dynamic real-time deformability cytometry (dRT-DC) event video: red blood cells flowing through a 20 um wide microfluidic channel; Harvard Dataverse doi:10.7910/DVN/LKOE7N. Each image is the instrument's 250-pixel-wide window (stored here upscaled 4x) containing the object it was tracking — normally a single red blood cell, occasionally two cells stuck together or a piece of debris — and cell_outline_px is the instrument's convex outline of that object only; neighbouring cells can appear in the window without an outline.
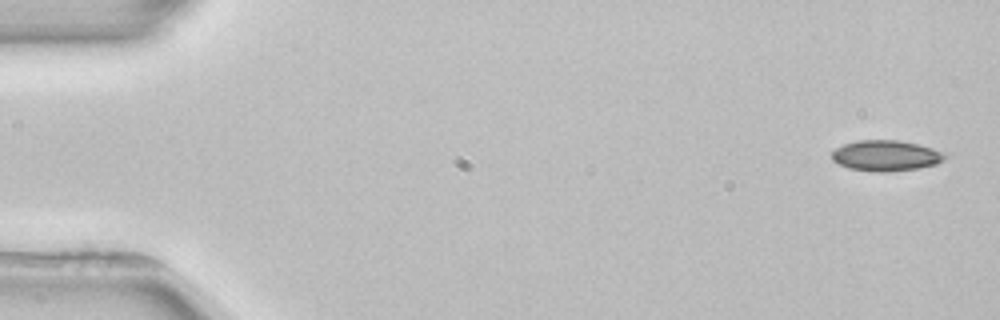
{"species": "common noctule bat (a hibernating species)", "species_latin": "Nyctalus noctula", "temperature_condition": "room temperature", "stored_images_in_passage": 4, "camera_frame_rate_fps": 3000, "um_per_image_px": 0.085, "animal": {"sex": "female", "body_mass_g": 22.7, "forearm_length_mm": 54.2}, "frame": {"image": 1, "passage_image": 1, "time_ms": 0.0, "image_size_px": [1000, 320], "cell_outline_px": [[948, 156], [944, 160], [936, 164], [916, 168], [880, 172], [876, 172], [848, 168], [832, 160], [832, 152], [836, 148], [844, 144], [856, 140], [900, 140], [920, 144], [944, 152]], "centroid_in_image_um": [75.31, 13.21], "position_along_channel_um": 9.7, "area_um2": 20.23}}
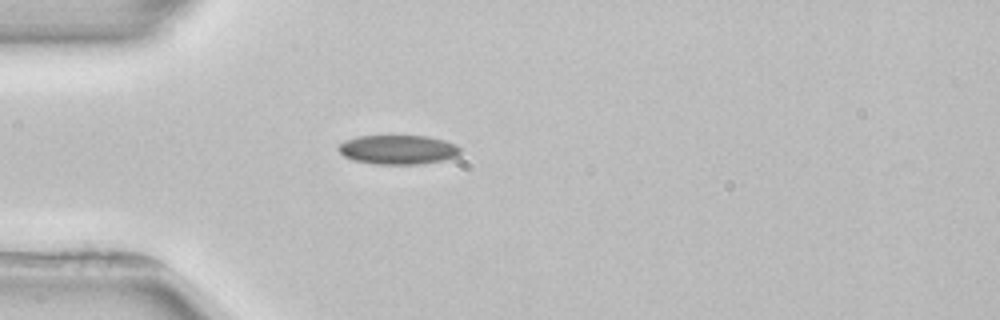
{"frame": {"image": 2, "passage_image": 4, "time_ms": 4.333, "image_size_px": [1000, 320], "cell_outline_px": [[460, 152], [456, 156], [444, 160], [420, 164], [376, 164], [352, 160], [344, 156], [336, 148], [340, 144], [356, 136], [428, 136], [444, 140], [456, 144], [460, 148]], "centroid_in_image_um": [33.83, 12.72], "position_along_channel_um": 51.2, "area_um2": 20.75}}